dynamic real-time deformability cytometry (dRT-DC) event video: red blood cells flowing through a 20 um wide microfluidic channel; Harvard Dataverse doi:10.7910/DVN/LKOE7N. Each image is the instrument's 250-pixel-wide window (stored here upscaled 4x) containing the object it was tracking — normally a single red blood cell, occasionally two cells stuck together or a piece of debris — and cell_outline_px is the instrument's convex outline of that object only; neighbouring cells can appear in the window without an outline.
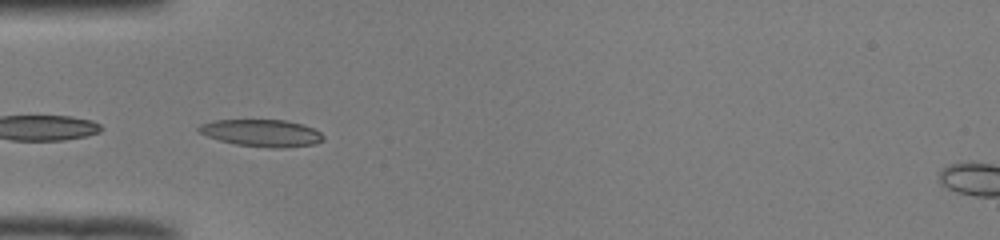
{"species": "common noctule bat (a hibernating species)", "species_latin": "Nyctalus noctula", "temperature_condition": "room temperature", "stored_images_in_passage": 12, "camera_frame_rate_fps": 3000, "um_per_image_px": 0.085, "animal": {"sex": "male", "body_mass_g": 19.0, "forearm_length_mm": 50.8}, "frame": {"image": 1, "passage_image": 9, "time_ms": 2.667, "image_size_px": [1000, 240], "cell_outline_px": [[324, 140], [316, 144], [284, 148], [268, 148], [236, 144], [220, 140], [208, 136], [200, 132], [196, 128], [200, 124], [216, 120], [284, 120], [304, 124], [320, 132], [324, 136]], "centroid_in_image_um": [22.29, 11.31], "position_along_channel_um": 62.7, "area_um2": 19.71}}